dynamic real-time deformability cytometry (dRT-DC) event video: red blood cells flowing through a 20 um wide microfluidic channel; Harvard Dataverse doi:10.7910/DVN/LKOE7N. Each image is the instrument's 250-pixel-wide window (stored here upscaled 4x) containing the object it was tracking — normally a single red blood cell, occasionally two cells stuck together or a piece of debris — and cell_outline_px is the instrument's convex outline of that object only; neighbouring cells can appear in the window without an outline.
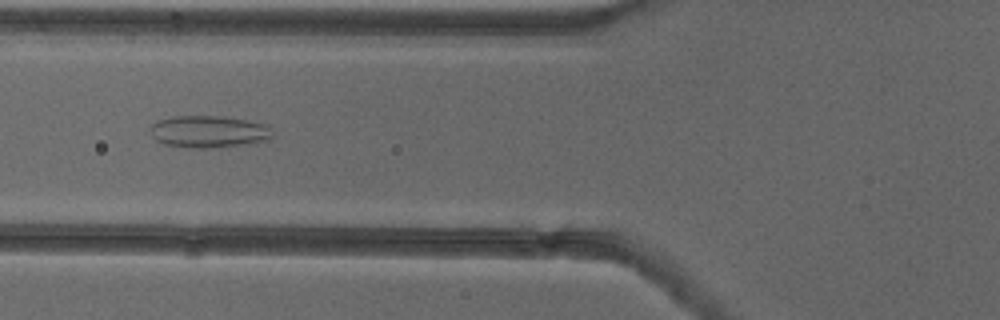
{"species": "common noctule bat (a hibernating species)", "species_latin": "Nyctalus noctula", "temperature_condition": "cold", "stored_images_in_passage": 52, "camera_frame_rate_fps": 3000, "um_per_image_px": 0.085, "animal": {"sex": "female"}, "frame": {"image": 1, "passage_image": 20, "time_ms": 6.333, "image_size_px": [1000, 320], "cell_outline_px": [[272, 136], [268, 140], [256, 144], [204, 148], [196, 148], [164, 144], [156, 140], [152, 136], [148, 128], [156, 120], [172, 116], [220, 116], [248, 120], [268, 124]], "centroid_in_image_um": [17.75, 11.18], "position_along_channel_um": 108.1, "area_um2": 23.18}}
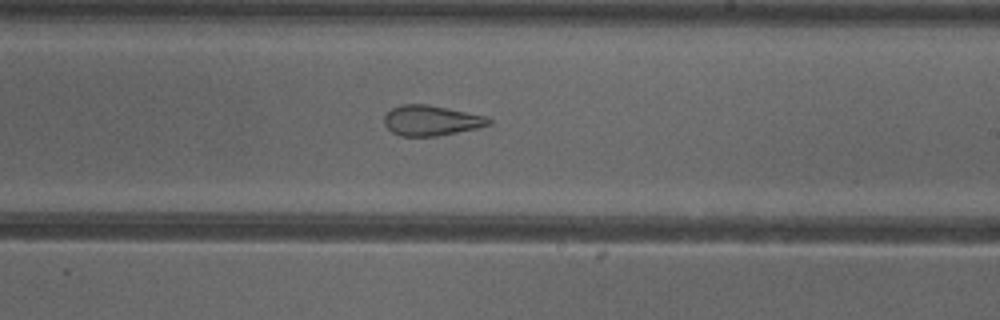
{"frame": {"image": 2, "passage_image": 31, "time_ms": 10.0, "image_size_px": [1000, 320], "cell_outline_px": [[492, 124], [476, 128], [436, 136], [400, 136], [392, 132], [384, 124], [384, 116], [392, 108], [404, 104], [428, 104], [488, 116], [492, 120]], "centroid_in_image_um": [36.67, 10.24], "position_along_channel_um": 252.3, "area_um2": 18.44}}
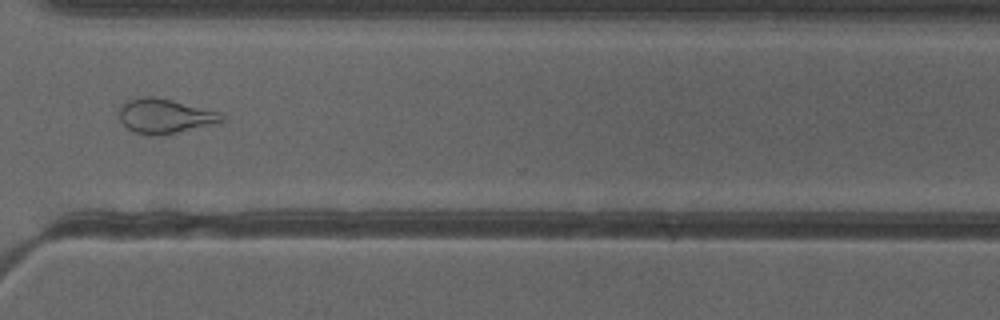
{"frame": {"image": 3, "passage_image": 39, "time_ms": 12.667, "image_size_px": [1000, 320], "cell_outline_px": [[224, 120], [160, 136], [156, 136], [136, 132], [128, 128], [120, 120], [120, 108], [128, 100], [144, 96], [152, 96], [172, 100], [220, 112], [224, 116]], "centroid_in_image_um": [13.98, 9.85], "position_along_channel_um": 356.6, "area_um2": 20.06}, "authors_computed_cell_mechanics": {"area_um2": 23.9581, "velocity_mm_per_s": 3.9282, "shape_relaxation_time_tau1_ms": null, "shape_relaxation_time_tau2_ms": 2.2973, "deformation_change_tau1": null, "deformation_change_tau2": 0.1124}}